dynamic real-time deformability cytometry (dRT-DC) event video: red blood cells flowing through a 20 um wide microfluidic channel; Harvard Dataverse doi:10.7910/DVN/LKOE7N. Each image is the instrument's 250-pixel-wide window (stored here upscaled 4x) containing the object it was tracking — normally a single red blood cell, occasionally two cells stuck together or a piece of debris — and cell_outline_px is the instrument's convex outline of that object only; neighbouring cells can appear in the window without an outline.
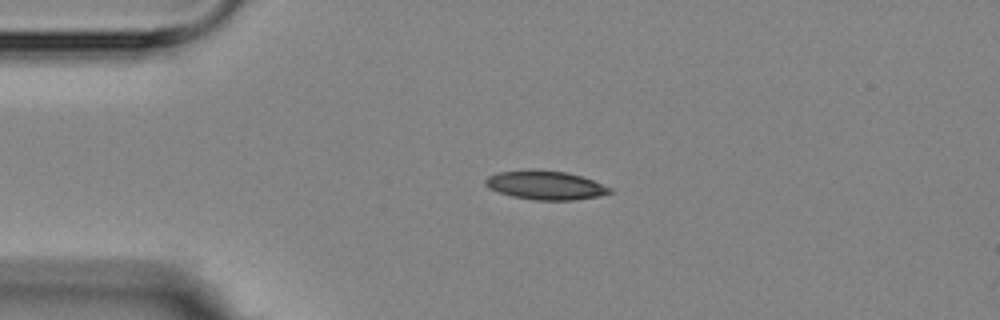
{"species": "Egyptian fruit bat (a non-hibernating species)", "species_latin": "Rousettus aegyptiacus", "temperature_condition": "room temperature", "stored_images_in_passage": 5, "segment_of_instrument_passage": [1, 2], "camera_frame_rate_fps": 3000, "um_per_image_px": 0.085, "animal": {"sex": "female"}, "frame": {"image": 1, "passage_image": 3, "time_ms": 2.333, "image_size_px": [1000, 320], "cell_outline_px": [[612, 192], [600, 196], [576, 200], [532, 200], [512, 196], [488, 188], [484, 184], [484, 180], [488, 176], [496, 172], [568, 172], [592, 180], [612, 188]], "centroid_in_image_um": [46.39, 15.79], "position_along_channel_um": 38.6, "area_um2": 20.23}}